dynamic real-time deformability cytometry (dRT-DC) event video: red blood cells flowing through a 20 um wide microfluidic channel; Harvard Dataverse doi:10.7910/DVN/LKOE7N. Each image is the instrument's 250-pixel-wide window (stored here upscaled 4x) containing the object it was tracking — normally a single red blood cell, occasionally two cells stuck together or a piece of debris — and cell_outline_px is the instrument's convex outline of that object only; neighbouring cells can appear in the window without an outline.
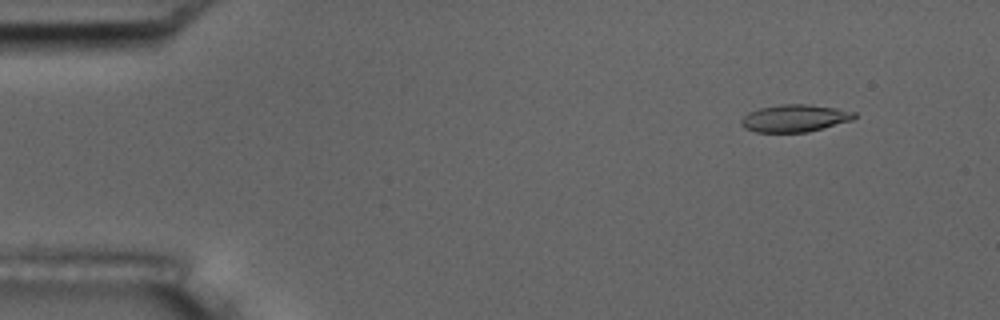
{"species": "common noctule bat (a hibernating species)", "species_latin": "Nyctalus noctula", "temperature_condition": "room temperature", "stored_images_in_passage": 5, "camera_frame_rate_fps": 3000, "um_per_image_px": 0.085, "animal": {"sex": "male", "body_mass_g": 17.5, "forearm_length_mm": 52.3}, "frame": {"image": 1, "passage_image": 2, "time_ms": 1.0, "image_size_px": [1000, 320], "cell_outline_px": [[856, 116], [852, 120], [808, 132], [756, 132], [744, 128], [740, 124], [740, 120], [748, 112], [760, 108], [780, 104], [804, 104], [836, 108], [856, 112]], "centroid_in_image_um": [67.53, 10.05], "position_along_channel_um": 17.5, "area_um2": 17.98}}
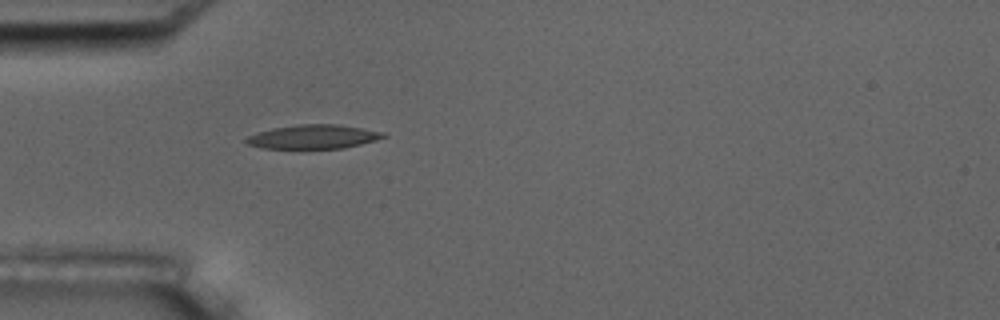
{"frame": {"image": 2, "passage_image": 5, "time_ms": 4.667, "image_size_px": [1000, 320], "cell_outline_px": [[388, 136], [376, 140], [344, 148], [264, 148], [248, 144], [244, 140], [248, 136], [256, 132], [272, 128], [300, 124], [340, 124], [384, 132]], "centroid_in_image_um": [26.64, 11.61], "position_along_channel_um": 58.4, "area_um2": 19.13}}